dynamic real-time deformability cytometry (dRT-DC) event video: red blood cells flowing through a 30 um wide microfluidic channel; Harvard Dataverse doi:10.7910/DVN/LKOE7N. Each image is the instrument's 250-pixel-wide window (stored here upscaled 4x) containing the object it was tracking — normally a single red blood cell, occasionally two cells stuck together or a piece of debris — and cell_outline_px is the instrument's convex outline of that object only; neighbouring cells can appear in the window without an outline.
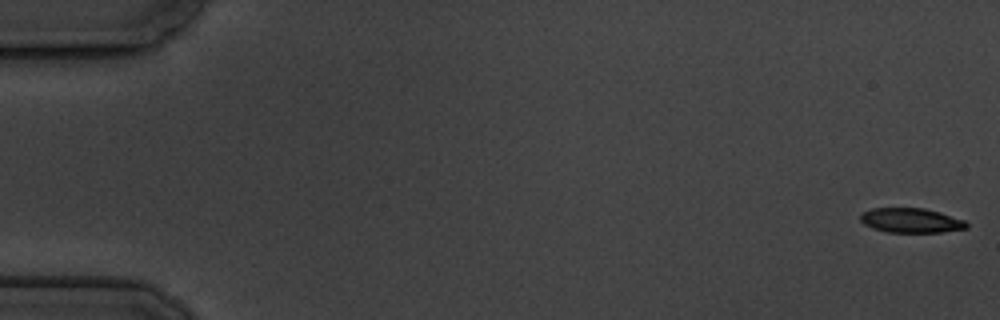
{"species": "common noctule bat (a hibernating species)", "species_latin": "Nyctalus noctula", "temperature_condition": "cold", "stored_images_in_passage": 5, "camera_frame_rate_fps": 3000, "um_per_image_px": 0.085, "animal": {"sex": "male", "body_mass_g": 19.5, "forearm_length_mm": 54.6}, "frame": {"image": 1, "passage_image": 1, "time_ms": 0.0, "image_size_px": [1000, 320], "cell_outline_px": [[968, 228], [940, 232], [888, 232], [872, 228], [864, 224], [860, 220], [860, 212], [872, 208], [924, 208], [940, 212], [964, 220], [968, 224]], "centroid_in_image_um": [77.41, 18.73], "position_along_channel_um": 7.6, "area_um2": 15.26}}
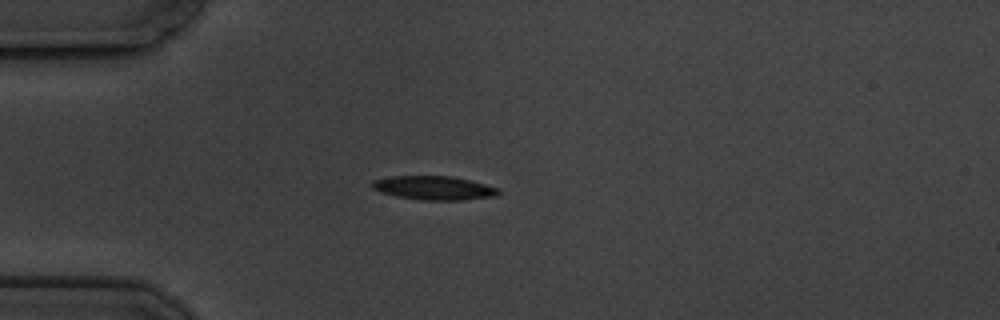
{"frame": {"image": 2, "passage_image": 5, "time_ms": 5.0, "image_size_px": [1000, 320], "cell_outline_px": [[500, 192], [496, 196], [460, 200], [424, 200], [396, 196], [380, 192], [372, 188], [372, 180], [392, 176], [452, 176], [500, 188]], "centroid_in_image_um": [36.88, 15.97], "position_along_channel_um": 48.1, "area_um2": 17.46}}